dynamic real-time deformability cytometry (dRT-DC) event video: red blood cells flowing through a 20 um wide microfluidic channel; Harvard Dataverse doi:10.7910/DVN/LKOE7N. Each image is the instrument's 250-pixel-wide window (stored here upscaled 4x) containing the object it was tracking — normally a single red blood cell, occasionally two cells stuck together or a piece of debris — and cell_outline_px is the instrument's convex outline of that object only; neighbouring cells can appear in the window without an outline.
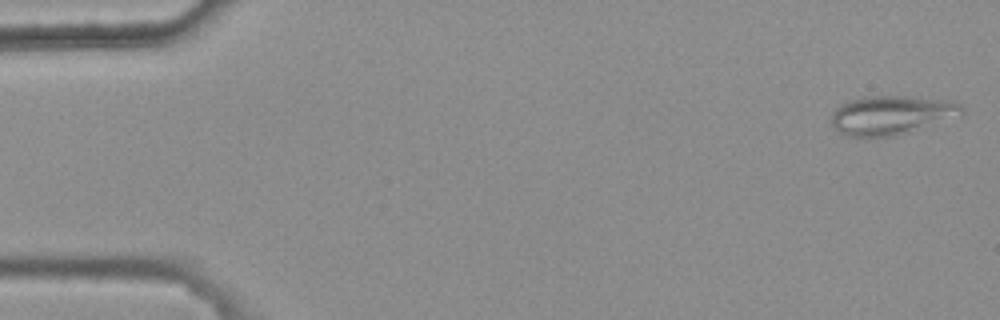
{"species": "common noctule bat (a hibernating species)", "species_latin": "Nyctalus noctula", "temperature_condition": "warm", "stored_images_in_passage": 5, "camera_frame_rate_fps": 3000, "um_per_image_px": 0.085, "animal": {"sex": "female", "body_mass_g": 25.1}, "frame": {"image": 1, "passage_image": 1, "time_ms": 0.0, "image_size_px": [1000, 320], "cell_outline_px": [[964, 116], [896, 136], [844, 136], [832, 124], [832, 112], [840, 104], [848, 100], [864, 96], [904, 96], [944, 100], [960, 104], [964, 108]], "centroid_in_image_um": [75.81, 9.78], "position_along_channel_um": 9.2, "area_um2": 29.88}}